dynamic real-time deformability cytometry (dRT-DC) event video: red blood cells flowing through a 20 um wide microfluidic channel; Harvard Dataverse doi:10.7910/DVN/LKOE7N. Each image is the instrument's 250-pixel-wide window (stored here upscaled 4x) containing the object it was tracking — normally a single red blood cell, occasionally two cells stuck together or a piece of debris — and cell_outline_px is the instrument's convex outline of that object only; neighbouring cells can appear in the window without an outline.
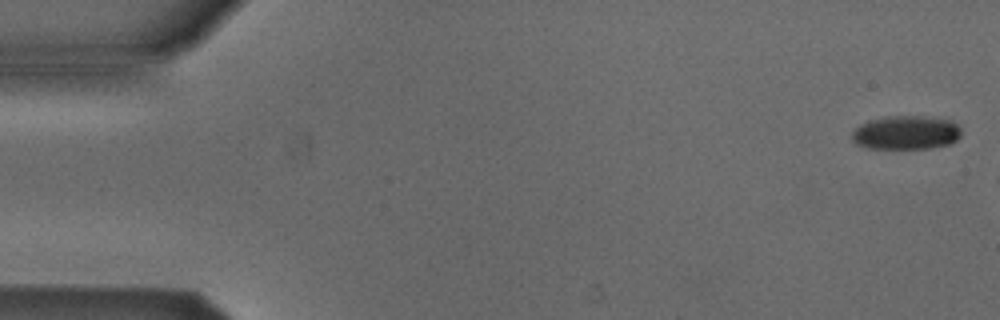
{"species": "Egyptian fruit bat (a non-hibernating species)", "species_latin": "Rousettus aegyptiacus", "temperature_condition": "cold", "stored_images_in_passage": 3, "camera_frame_rate_fps": 3000, "um_per_image_px": 0.085, "animal": {"sex": "male"}, "frame": {"image": 1, "passage_image": 1, "time_ms": 0.0, "image_size_px": [1000, 320], "cell_outline_px": [[960, 136], [956, 140], [948, 144], [928, 148], [868, 148], [856, 144], [852, 140], [852, 132], [860, 124], [868, 120], [884, 116], [924, 116], [952, 120], [960, 128]], "centroid_in_image_um": [76.99, 11.26], "position_along_channel_um": 8.0, "area_um2": 21.56}}